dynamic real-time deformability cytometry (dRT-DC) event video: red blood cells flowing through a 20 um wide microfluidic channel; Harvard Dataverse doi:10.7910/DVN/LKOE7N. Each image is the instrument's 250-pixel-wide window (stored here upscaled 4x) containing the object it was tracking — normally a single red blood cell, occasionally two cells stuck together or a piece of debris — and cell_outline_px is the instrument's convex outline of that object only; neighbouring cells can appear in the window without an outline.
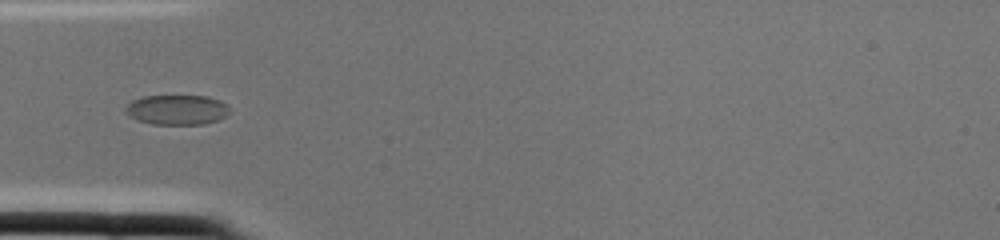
{"species": "common noctule bat (a hibernating species)", "species_latin": "Nyctalus noctula", "temperature_condition": "cold", "stored_images_in_passage": 1, "camera_frame_rate_fps": 3000, "um_per_image_px": 0.085, "animal": {"sex": "female", "body_mass_g": 22.0, "forearm_length_mm": 56.7}, "frame": {"image": 1, "passage_image": 1, "time_ms": 0.0, "image_size_px": [1000, 240], "cell_outline_px": [[228, 112], [224, 116], [216, 120], [204, 124], [152, 124], [136, 120], [124, 112], [124, 108], [132, 100], [144, 96], [208, 96], [220, 100], [228, 108]], "centroid_in_image_um": [14.98, 9.33], "position_along_channel_um": 70.0, "area_um2": 18.03}}